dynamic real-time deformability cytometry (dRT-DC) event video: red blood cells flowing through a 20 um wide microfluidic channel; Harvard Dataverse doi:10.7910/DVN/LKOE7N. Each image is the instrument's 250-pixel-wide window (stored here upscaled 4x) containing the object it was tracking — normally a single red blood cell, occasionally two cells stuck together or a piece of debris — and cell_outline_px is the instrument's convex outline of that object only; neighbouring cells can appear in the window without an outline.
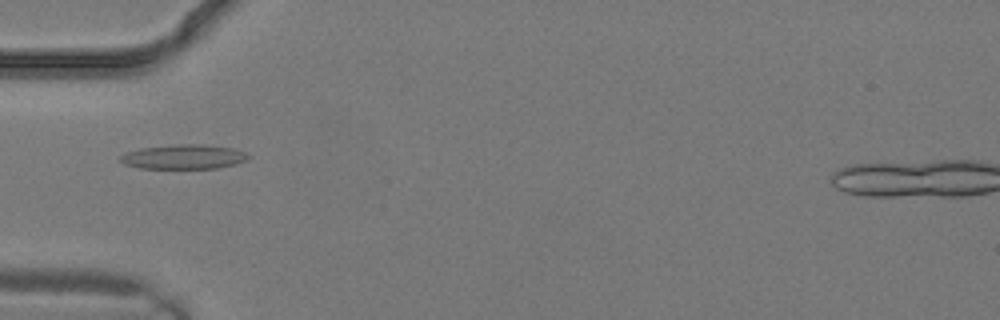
{"species": "common noctule bat (a hibernating species)", "species_latin": "Nyctalus noctula", "temperature_condition": "warm", "stored_images_in_passage": 7, "camera_frame_rate_fps": 3000, "um_per_image_px": 0.085, "animal": {"sex": "male", "body_mass_g": 19.2, "forearm_length_mm": 51.8}, "frame": {"image": 1, "passage_image": 1, "time_ms": 0.0, "image_size_px": [1000, 320], "cell_outline_px": [[252, 156], [248, 160], [236, 164], [216, 168], [140, 168], [124, 164], [120, 160], [120, 156], [128, 152], [140, 148], [176, 144], [204, 144], [232, 148], [244, 152]], "centroid_in_image_um": [15.65, 13.32], "position_along_channel_um": 69.3, "area_um2": 18.26}}
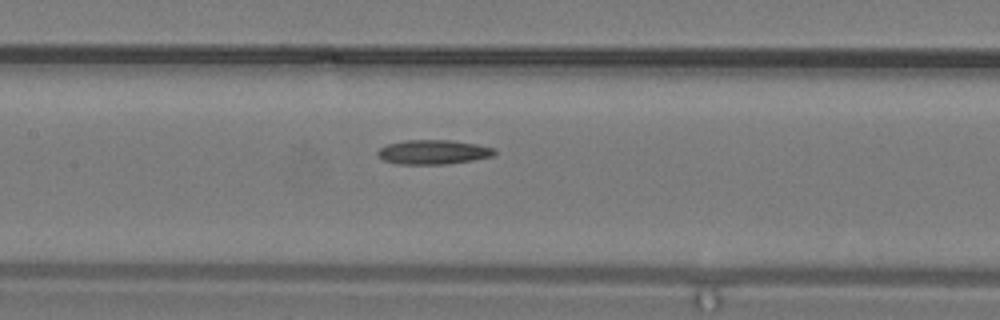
{"frame": {"image": 2, "passage_image": 5, "time_ms": 1.333, "image_size_px": [1000, 320], "cell_outline_px": [[496, 152], [492, 156], [472, 160], [444, 164], [396, 164], [384, 160], [376, 152], [380, 148], [388, 144], [404, 140], [448, 140], [476, 144], [496, 148]], "centroid_in_image_um": [36.82, 12.92], "position_along_channel_um": 170.6, "area_um2": 16.47}}
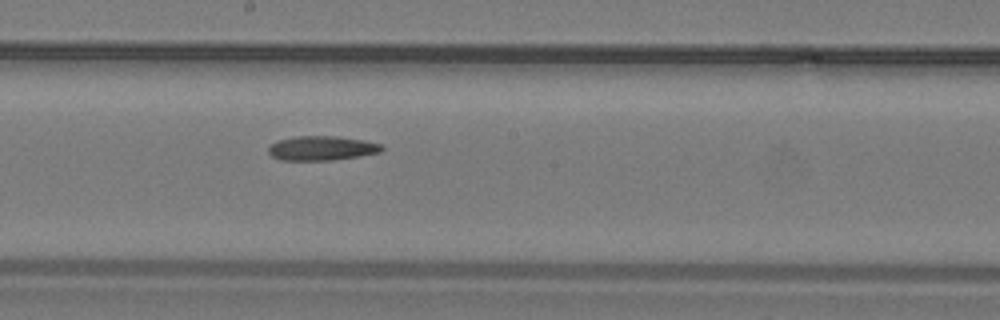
{"frame": {"image": 3, "passage_image": 7, "time_ms": 2.0, "image_size_px": [1000, 320], "cell_outline_px": [[384, 148], [380, 152], [360, 156], [332, 160], [280, 160], [272, 156], [268, 152], [268, 148], [272, 144], [280, 140], [296, 136], [336, 136], [364, 140], [380, 144]], "centroid_in_image_um": [27.36, 12.6], "position_along_channel_um": 220.8, "area_um2": 16.01}}